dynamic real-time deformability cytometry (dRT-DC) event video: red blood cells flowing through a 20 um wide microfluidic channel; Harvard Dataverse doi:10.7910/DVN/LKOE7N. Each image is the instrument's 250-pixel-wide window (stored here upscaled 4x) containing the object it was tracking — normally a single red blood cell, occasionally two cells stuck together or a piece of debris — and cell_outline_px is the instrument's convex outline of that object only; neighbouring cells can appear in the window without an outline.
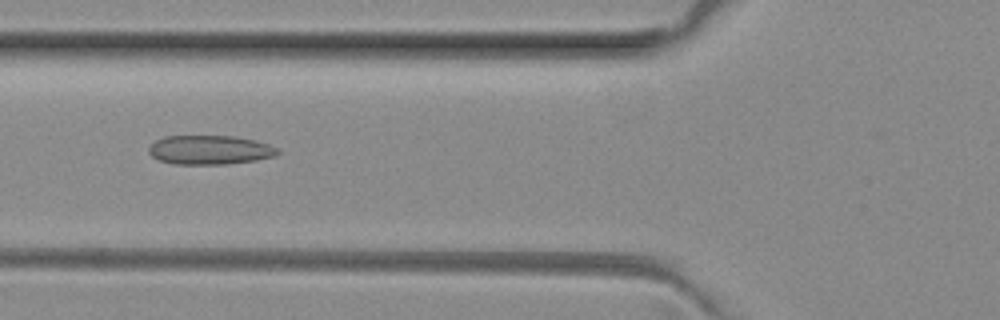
{"species": "common noctule bat (a hibernating species)", "species_latin": "Nyctalus noctula", "temperature_condition": "room temperature", "stored_images_in_passage": 48, "camera_frame_rate_fps": 3000, "um_per_image_px": 0.085, "animal": {"sex": "female", "body_mass_g": 29.2, "forearm_length_mm": 56.3}, "frame": {"image": 1, "passage_image": 18, "time_ms": 5.667, "image_size_px": [1000, 320], "cell_outline_px": [[280, 152], [276, 156], [256, 160], [228, 164], [172, 164], [160, 160], [152, 156], [148, 152], [148, 148], [156, 140], [164, 136], [236, 136], [256, 140], [280, 148]], "centroid_in_image_um": [17.87, 12.74], "position_along_channel_um": 107.9, "area_um2": 22.08}}
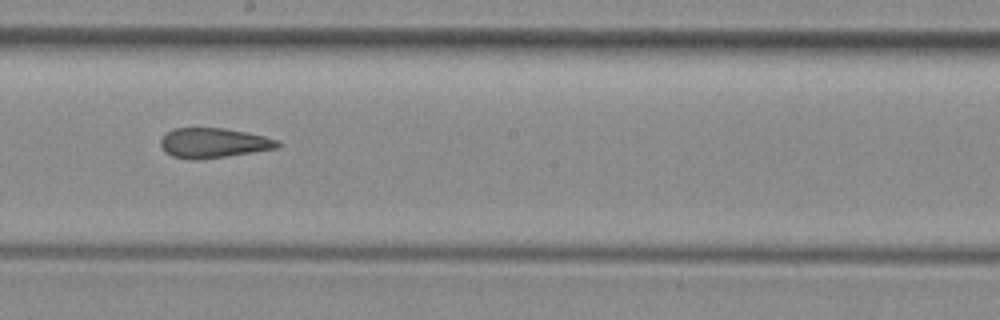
{"frame": {"image": 2, "passage_image": 27, "time_ms": 8.667, "image_size_px": [1000, 320], "cell_outline_px": [[280, 144], [276, 148], [224, 156], [196, 160], [192, 160], [172, 156], [164, 152], [160, 144], [160, 140], [168, 132], [176, 128], [224, 128], [264, 136], [276, 140]], "centroid_in_image_um": [18.08, 12.15], "position_along_channel_um": 230.1, "area_um2": 19.94}}
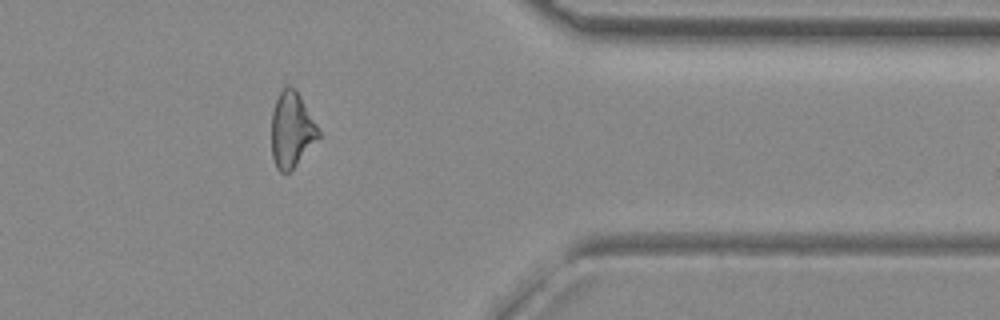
{"frame": {"image": 3, "passage_image": 40, "time_ms": 13.0, "image_size_px": [1000, 320], "cell_outline_px": [[320, 136], [296, 164], [288, 172], [280, 172], [276, 168], [272, 156], [272, 112], [276, 100], [280, 92], [284, 88], [292, 88], [300, 96], [316, 124], [320, 132]], "centroid_in_image_um": [24.77, 11.06], "position_along_channel_um": 386.6, "area_um2": 20.0}, "authors_computed_cell_mechanics": {"area_um2": 21.1837, "velocity_mm_per_s": 4.0676, "shape_relaxation_time_tau1_ms": null, "shape_relaxation_time_tau2_ms": 2.0961, "deformation_change_tau1": null, "deformation_change_tau2": 0.0914}}